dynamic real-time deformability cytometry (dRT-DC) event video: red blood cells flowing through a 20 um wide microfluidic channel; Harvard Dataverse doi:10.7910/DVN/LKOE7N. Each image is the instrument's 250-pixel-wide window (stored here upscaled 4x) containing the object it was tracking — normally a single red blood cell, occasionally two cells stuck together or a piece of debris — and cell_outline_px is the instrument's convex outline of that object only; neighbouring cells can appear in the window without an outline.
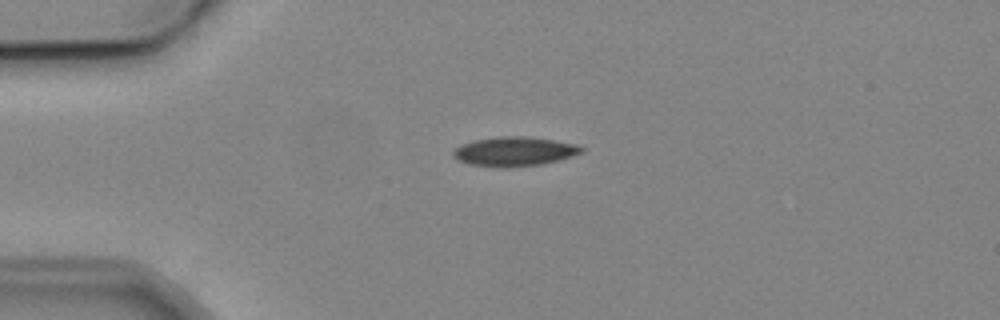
{"species": "common noctule bat (a hibernating species)", "species_latin": "Nyctalus noctula", "temperature_condition": "cold", "stored_images_in_passage": 4, "camera_frame_rate_fps": 3000, "um_per_image_px": 0.085, "animal": {"sex": "male", "body_mass_g": 19.2, "forearm_length_mm": 51.8}, "frame": {"image": 1, "passage_image": 1, "time_ms": 0.0, "image_size_px": [1000, 320], "cell_outline_px": [[584, 152], [572, 156], [540, 164], [472, 164], [460, 160], [452, 156], [452, 152], [456, 148], [464, 144], [476, 140], [500, 136], [524, 136], [552, 140], [576, 144], [584, 148]], "centroid_in_image_um": [43.78, 12.81], "position_along_channel_um": 41.2, "area_um2": 20.52}}
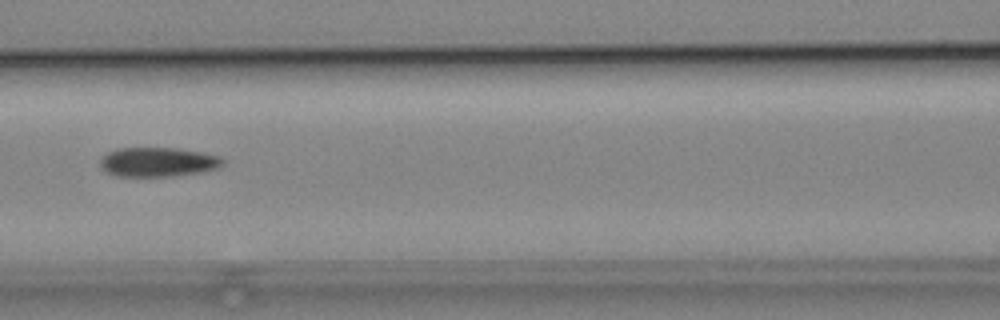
{"frame": {"image": 2, "passage_image": 4, "time_ms": 3.667, "image_size_px": [1000, 320], "cell_outline_px": [[224, 164], [216, 168], [200, 172], [172, 176], [116, 176], [108, 172], [100, 164], [100, 160], [108, 152], [116, 148], [176, 148], [200, 152], [220, 156], [224, 160]], "centroid_in_image_um": [13.43, 13.76], "position_along_channel_um": 153.2, "area_um2": 20.75}}